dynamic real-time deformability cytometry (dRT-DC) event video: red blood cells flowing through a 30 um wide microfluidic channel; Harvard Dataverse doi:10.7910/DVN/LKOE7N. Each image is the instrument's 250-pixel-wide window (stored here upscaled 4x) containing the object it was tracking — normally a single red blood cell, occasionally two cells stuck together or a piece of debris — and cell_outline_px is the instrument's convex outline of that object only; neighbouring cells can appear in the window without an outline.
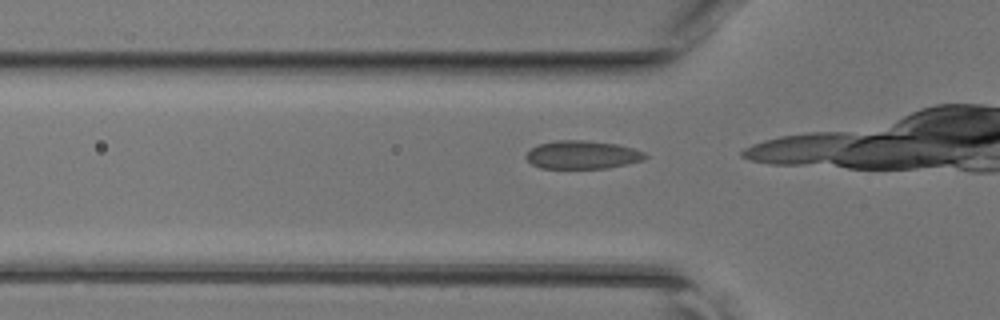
{"species": "common noctule bat (a hibernating species)", "species_latin": "Nyctalus noctula", "temperature_condition": "room temperature", "stored_images_in_passage": 4, "camera_frame_rate_fps": 3000, "um_per_image_px": 0.085, "animal": {"sex": "female", "body_mass_g": 17.0, "forearm_length_mm": 48.0}, "frame": {"image": 1, "passage_image": 2, "time_ms": 0.333, "image_size_px": [1000, 320], "cell_outline_px": [[648, 156], [644, 160], [608, 168], [540, 168], [532, 164], [524, 156], [536, 144], [556, 140], [584, 140], [616, 144], [632, 148], [644, 152]], "centroid_in_image_um": [49.48, 13.15], "position_along_channel_um": 76.3, "area_um2": 19.59}}